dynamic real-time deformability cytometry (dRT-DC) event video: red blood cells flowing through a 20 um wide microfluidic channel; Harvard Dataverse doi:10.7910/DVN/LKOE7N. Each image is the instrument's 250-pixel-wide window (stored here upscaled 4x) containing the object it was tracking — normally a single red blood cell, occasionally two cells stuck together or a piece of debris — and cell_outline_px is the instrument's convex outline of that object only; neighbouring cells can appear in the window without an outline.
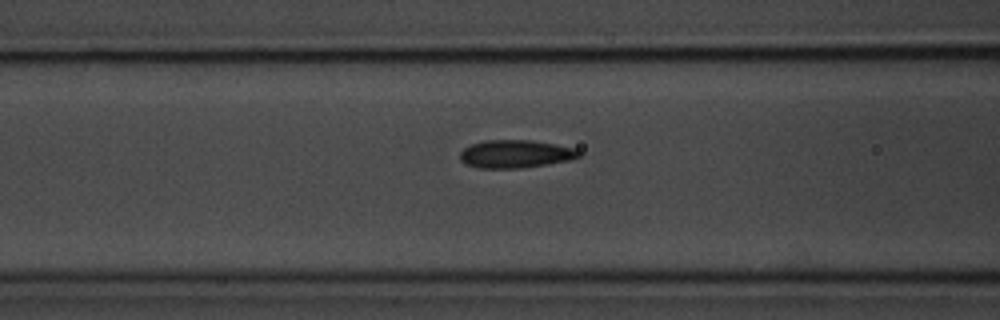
{"species": "common noctule bat (a hibernating species)", "species_latin": "Nyctalus noctula", "temperature_condition": "room temperature", "stored_images_in_passage": 33, "camera_frame_rate_fps": 3000, "um_per_image_px": 0.085, "animal": {"sex": "male", "body_mass_g": 20.1, "forearm_length_mm": 53.5}, "frame": {"image": 1, "passage_image": 7, "time_ms": 2.0, "image_size_px": [1000, 320], "cell_outline_px": [[580, 156], [568, 160], [520, 168], [480, 168], [464, 164], [460, 160], [460, 152], [464, 148], [472, 144], [488, 140], [532, 140], [576, 148], [580, 152]], "centroid_in_image_um": [43.78, 13.08], "position_along_channel_um": 122.8, "area_um2": 19.19}}
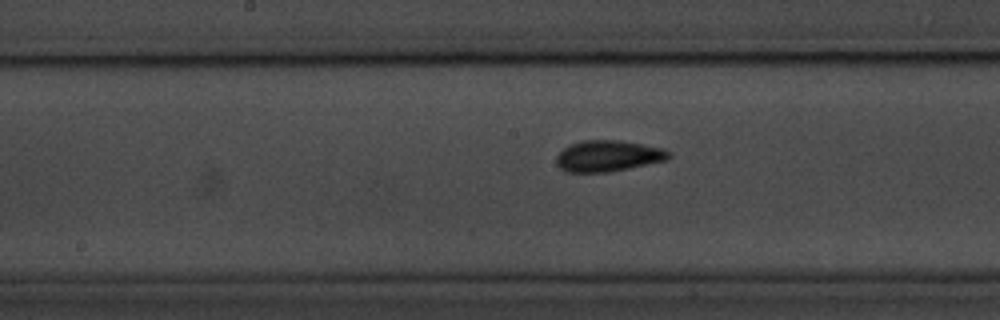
{"frame": {"image": 2, "passage_image": 13, "time_ms": 4.0, "image_size_px": [1000, 320], "cell_outline_px": [[672, 156], [668, 160], [608, 172], [564, 172], [556, 164], [556, 156], [568, 144], [584, 140], [620, 140], [664, 148]], "centroid_in_image_um": [51.67, 13.25], "position_along_channel_um": 196.5, "area_um2": 20.52}}
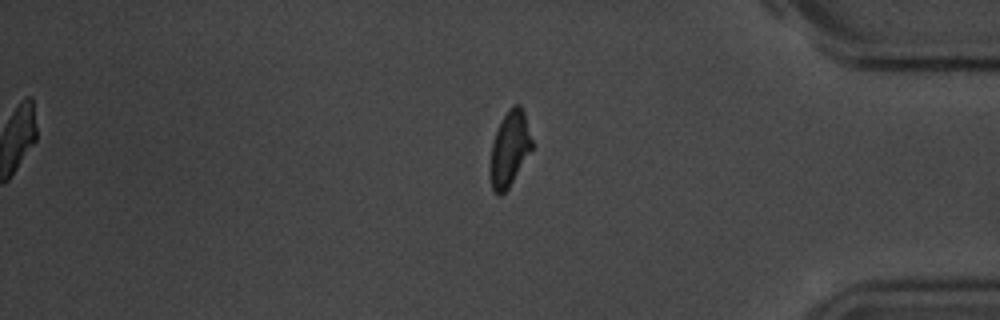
{"frame": {"image": 3, "passage_image": 31, "time_ms": 10.0, "image_size_px": [1000, 320], "cell_outline_px": [[532, 148], [508, 188], [500, 196], [496, 196], [492, 192], [488, 172], [488, 168], [492, 140], [508, 108], [516, 104], [520, 104], [524, 112], [532, 140]], "centroid_in_image_um": [43.26, 12.7], "position_along_channel_um": 391.9, "area_um2": 18.44}}